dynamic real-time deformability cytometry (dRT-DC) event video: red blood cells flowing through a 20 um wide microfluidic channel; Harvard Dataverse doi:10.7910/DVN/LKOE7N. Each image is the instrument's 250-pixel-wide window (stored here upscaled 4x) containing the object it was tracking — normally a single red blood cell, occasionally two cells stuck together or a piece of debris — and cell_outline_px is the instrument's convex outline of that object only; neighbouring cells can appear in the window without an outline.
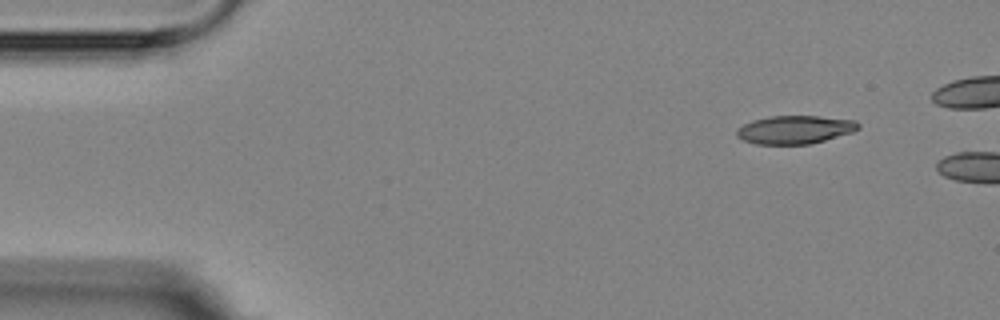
{"species": "Egyptian fruit bat (a non-hibernating species)", "species_latin": "Rousettus aegyptiacus", "temperature_condition": "room temperature", "stored_images_in_passage": 2, "camera_frame_rate_fps": 3000, "um_per_image_px": 0.085, "animal": {"sex": "female"}, "frame": {"image": 1, "passage_image": 1, "time_ms": 0.0, "image_size_px": [1000, 320], "cell_outline_px": [[860, 128], [852, 132], [824, 140], [808, 144], [756, 144], [744, 140], [736, 136], [736, 128], [752, 120], [772, 116], [816, 116], [856, 120], [860, 124]], "centroid_in_image_um": [67.55, 11.01], "position_along_channel_um": 17.4, "area_um2": 19.94}}